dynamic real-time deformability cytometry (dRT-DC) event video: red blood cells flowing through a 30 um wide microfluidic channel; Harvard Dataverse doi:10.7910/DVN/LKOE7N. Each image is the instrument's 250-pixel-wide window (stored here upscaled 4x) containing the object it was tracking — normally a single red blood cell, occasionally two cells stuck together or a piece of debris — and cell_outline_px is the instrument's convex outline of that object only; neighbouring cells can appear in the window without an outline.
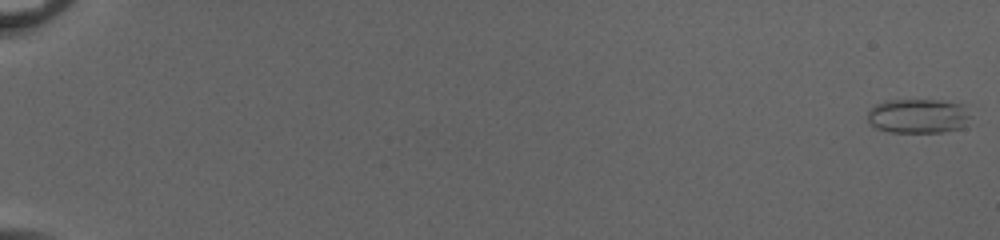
{"species": "common noctule bat (a hibernating species)", "species_latin": "Nyctalus noctula", "temperature_condition": "cold", "stored_images_in_passage": 54, "camera_frame_rate_fps": 3000, "um_per_image_px": 0.085, "animal": {"sex": "female", "body_mass_g": 20.0, "forearm_length_mm": 54.0}, "frame": {"image": 1, "passage_image": 1, "time_ms": 0.0, "image_size_px": [1000, 240], "cell_outline_px": [[972, 116], [964, 128], [944, 132], [888, 132], [876, 128], [868, 124], [868, 112], [876, 104], [884, 100], [940, 100], [964, 104]], "centroid_in_image_um": [78.08, 9.86], "position_along_channel_um": 6.9, "area_um2": 21.15}}
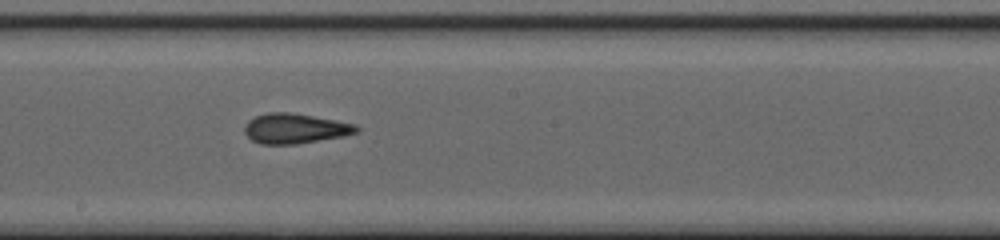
{"frame": {"image": 2, "passage_image": 33, "time_ms": 10.667, "image_size_px": [1000, 240], "cell_outline_px": [[360, 132], [344, 136], [296, 144], [260, 144], [252, 140], [244, 132], [244, 124], [248, 120], [256, 116], [268, 112], [292, 112], [336, 120], [356, 124], [360, 128]], "centroid_in_image_um": [25.09, 10.92], "position_along_channel_um": 223.1, "area_um2": 19.77}}
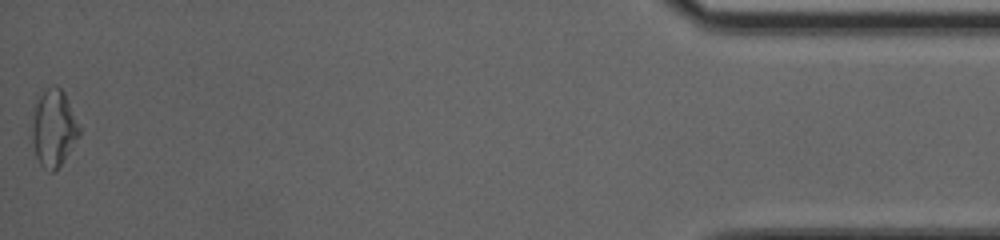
{"frame": {"image": 3, "passage_image": 54, "time_ms": 17.667, "image_size_px": [1000, 240], "cell_outline_px": [[80, 136], [60, 164], [52, 172], [48, 172], [40, 164], [36, 156], [32, 140], [32, 124], [36, 100], [52, 84], [56, 84], [64, 92], [80, 128]], "centroid_in_image_um": [4.56, 10.89], "position_along_channel_um": 430.6, "area_um2": 20.87}, "authors_computed_cell_mechanics": {"area_um2": 19.9988, "velocity_mm_per_s": 4.0892, "shape_relaxation_time_tau1_ms": null, "shape_relaxation_time_tau2_ms": 2.0924, "deformation_change_tau1": null, "deformation_change_tau2": 0.0949}}